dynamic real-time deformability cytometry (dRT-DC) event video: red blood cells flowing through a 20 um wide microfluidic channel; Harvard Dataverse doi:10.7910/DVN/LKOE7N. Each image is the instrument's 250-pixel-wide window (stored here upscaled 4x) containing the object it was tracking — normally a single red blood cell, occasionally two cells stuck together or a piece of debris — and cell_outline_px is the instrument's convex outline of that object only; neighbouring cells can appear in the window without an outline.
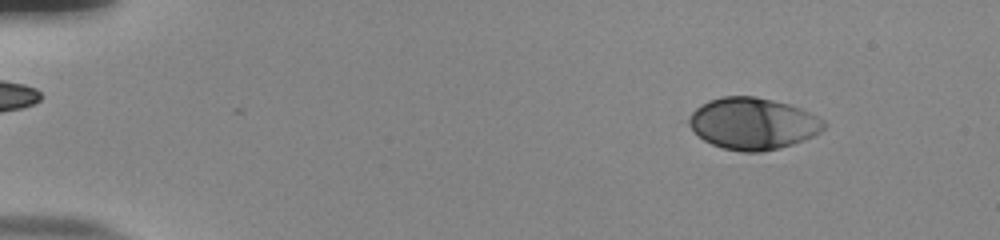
{"species": "human", "species_latin": "Homo sapiens", "temperature_condition": "room temperature", "stored_images_in_passage": 49, "camera_frame_rate_fps": 3000, "um_per_image_px": 0.085, "donor": {"sex": "male"}, "frame": {"image": 1, "passage_image": 1, "time_ms": 0.0, "image_size_px": [1000, 240], "cell_outline_px": [[828, 124], [820, 132], [812, 136], [792, 144], [780, 148], [760, 152], [740, 152], [724, 148], [712, 144], [704, 140], [680, 120], [696, 108], [708, 100], [724, 96], [756, 96], [788, 104], [800, 108], [824, 120]], "centroid_in_image_um": [63.91, 10.5], "position_along_channel_um": 21.1, "area_um2": 41.1}}
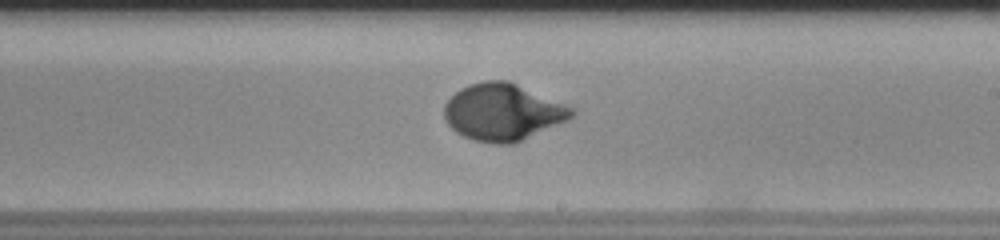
{"frame": {"image": 2, "passage_image": 28, "time_ms": 9.0, "image_size_px": [1000, 240], "cell_outline_px": [[576, 112], [568, 120], [512, 144], [492, 144], [472, 140], [456, 132], [448, 124], [444, 116], [444, 104], [460, 88], [468, 84], [484, 80], [508, 80], [564, 104], [572, 108]], "centroid_in_image_um": [42.7, 9.53], "position_along_channel_um": 246.3, "area_um2": 42.08}}
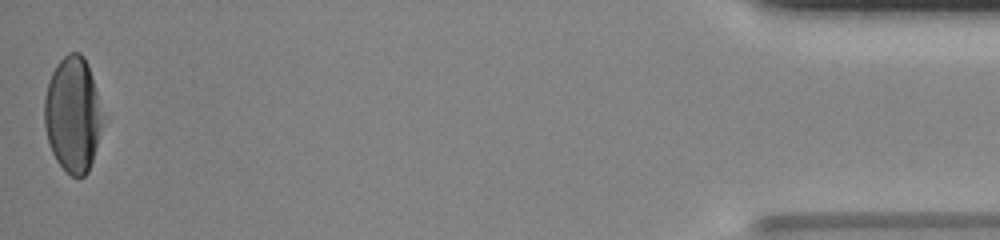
{"frame": {"image": 3, "passage_image": 49, "time_ms": 16.0, "image_size_px": [1000, 240], "cell_outline_px": [[104, 116], [100, 132], [92, 160], [88, 172], [84, 176], [72, 176], [56, 160], [52, 152], [48, 140], [44, 124], [44, 96], [48, 80], [56, 64], [68, 52], [80, 52], [84, 56], [88, 64]], "centroid_in_image_um": [6.18, 9.69], "position_along_channel_um": 429.0, "area_um2": 39.13}, "authors_computed_cell_mechanics": {"area_um2": 40.2866, "velocity_mm_per_s": 3.7696, "shape_relaxation_time_tau1_ms": 2.943, "shape_relaxation_time_tau2_ms": null, "deformation_change_tau1": 0.1889, "deformation_change_tau2": null}}